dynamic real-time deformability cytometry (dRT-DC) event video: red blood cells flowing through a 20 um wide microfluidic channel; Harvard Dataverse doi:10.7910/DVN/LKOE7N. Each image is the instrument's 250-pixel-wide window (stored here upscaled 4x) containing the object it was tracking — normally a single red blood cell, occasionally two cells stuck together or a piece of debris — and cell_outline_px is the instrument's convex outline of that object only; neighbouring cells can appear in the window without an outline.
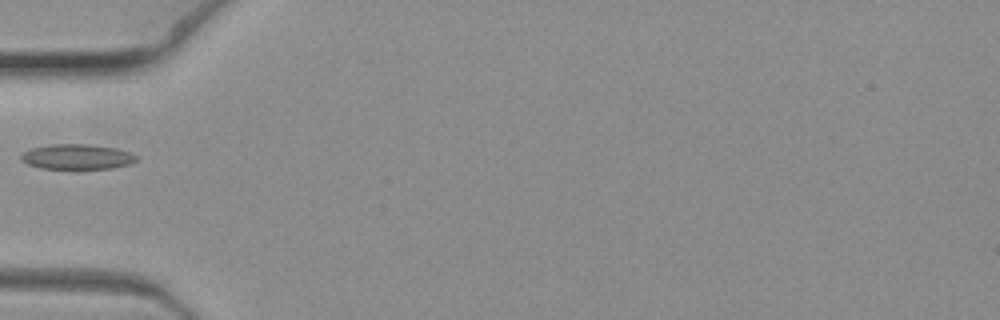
{"species": "common noctule bat (a hibernating species)", "species_latin": "Nyctalus noctula", "temperature_condition": "warm", "stored_images_in_passage": 2, "camera_frame_rate_fps": 3000, "um_per_image_px": 0.085, "animal": {"sex": "female", "body_mass_g": 19.3, "forearm_length_mm": 54.1}, "frame": {"image": 1, "passage_image": 1, "time_ms": 0.0, "image_size_px": [1000, 320], "cell_outline_px": [[136, 160], [128, 164], [112, 168], [40, 168], [28, 164], [20, 160], [20, 156], [24, 152], [32, 148], [52, 144], [92, 144], [116, 148], [128, 152], [136, 156]], "centroid_in_image_um": [6.52, 13.31], "position_along_channel_um": 78.5, "area_um2": 16.65}}
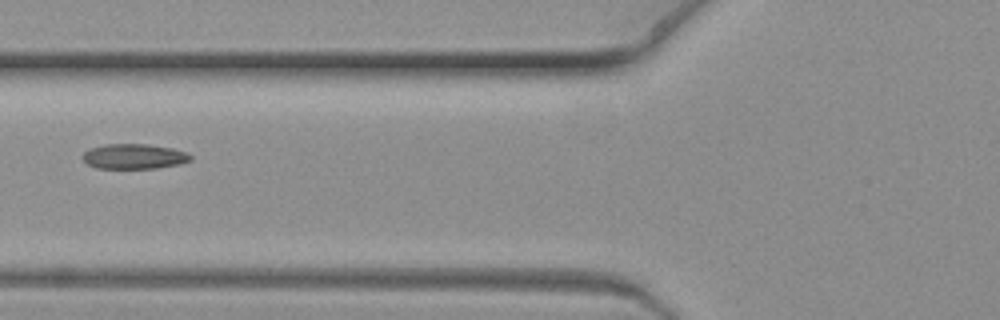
{"frame": {"image": 2, "passage_image": 2, "time_ms": 0.333, "image_size_px": [1000, 320], "cell_outline_px": [[192, 160], [180, 164], [156, 168], [96, 168], [88, 164], [84, 160], [84, 152], [88, 148], [104, 144], [148, 144], [172, 148], [188, 152], [192, 156]], "centroid_in_image_um": [11.42, 13.29], "position_along_channel_um": 114.4, "area_um2": 15.84}}